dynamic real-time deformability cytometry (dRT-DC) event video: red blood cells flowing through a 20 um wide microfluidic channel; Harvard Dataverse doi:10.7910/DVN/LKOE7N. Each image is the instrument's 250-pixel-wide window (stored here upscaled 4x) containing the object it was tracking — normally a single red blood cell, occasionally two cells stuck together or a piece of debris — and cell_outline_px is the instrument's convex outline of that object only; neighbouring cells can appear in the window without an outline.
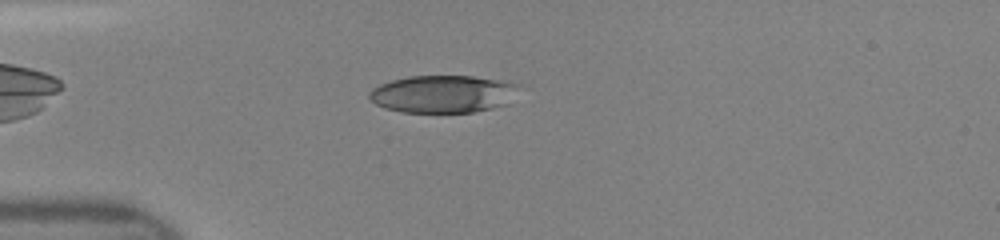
{"species": "human", "species_latin": "Homo sapiens", "temperature_condition": "room temperature", "stored_images_in_passage": 39, "camera_frame_rate_fps": 3000, "um_per_image_px": 0.085, "donor": {"sex": "female"}, "frame": {"image": 1, "passage_image": 5, "time_ms": 1.333, "image_size_px": [1000, 240], "cell_outline_px": [[520, 84], [508, 104], [492, 108], [472, 112], [400, 112], [384, 108], [376, 104], [368, 96], [368, 92], [372, 88], [380, 84], [392, 80], [408, 76], [472, 76], [508, 80]], "centroid_in_image_um": [37.66, 7.98], "position_along_channel_um": 47.3, "area_um2": 32.95}}
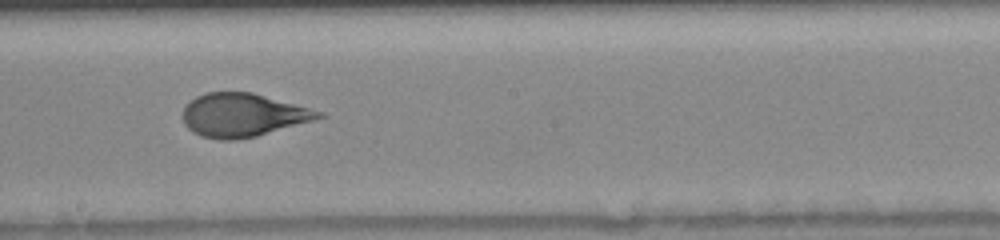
{"frame": {"image": 2, "passage_image": 19, "time_ms": 6.0, "image_size_px": [1000, 240], "cell_outline_px": [[328, 116], [256, 136], [236, 140], [220, 140], [200, 136], [192, 132], [184, 124], [184, 108], [196, 96], [204, 92], [252, 92], [324, 112]], "centroid_in_image_um": [20.65, 9.78], "position_along_channel_um": 227.6, "area_um2": 34.22}}
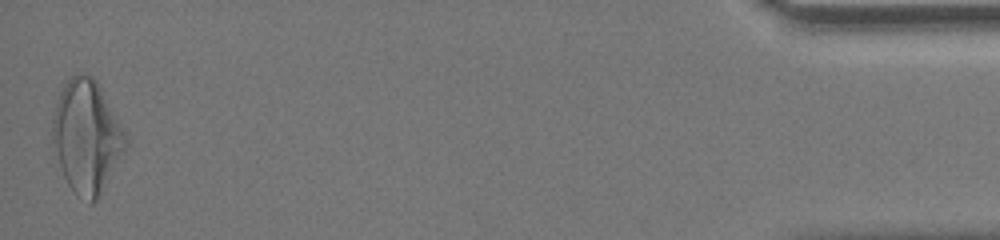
{"frame": {"image": 3, "passage_image": 39, "time_ms": 12.667, "image_size_px": [1000, 240], "cell_outline_px": [[128, 144], [124, 152], [96, 200], [92, 204], [88, 204], [76, 196], [68, 184], [64, 176], [52, 140], [52, 120], [56, 104], [60, 92], [64, 84], [72, 76], [80, 72], [84, 72], [92, 76], [96, 80], [124, 132], [128, 140]], "centroid_in_image_um": [7.35, 11.62], "position_along_channel_um": 427.8, "area_um2": 47.34}}